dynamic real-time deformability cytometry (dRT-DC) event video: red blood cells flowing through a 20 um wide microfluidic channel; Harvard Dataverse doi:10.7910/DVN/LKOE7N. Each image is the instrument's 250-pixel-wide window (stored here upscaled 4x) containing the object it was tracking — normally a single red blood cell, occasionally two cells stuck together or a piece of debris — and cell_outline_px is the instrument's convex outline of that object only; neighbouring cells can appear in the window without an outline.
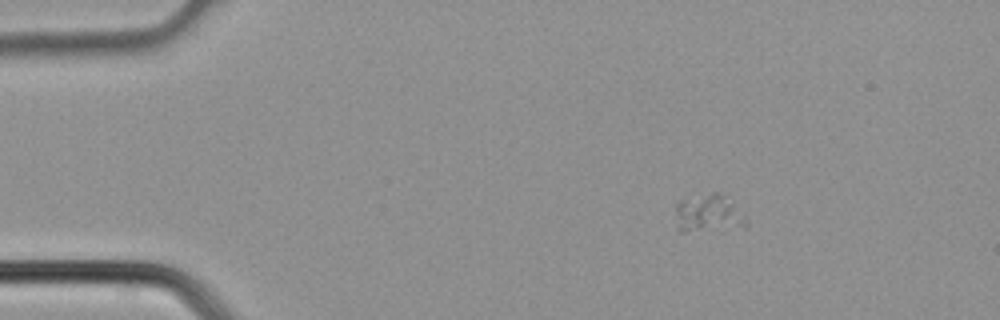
{"species": "common noctule bat (a hibernating species)", "species_latin": "Nyctalus noctula", "temperature_condition": "cold", "stored_images_in_passage": 4, "camera_frame_rate_fps": 3000, "um_per_image_px": 0.085, "animal": {"sex": "male", "body_mass_g": 21.5, "forearm_length_mm": 52.0}, "frame": {"image": 1, "passage_image": 2, "time_ms": 0.333, "image_size_px": [1000, 320], "cell_outline_px": [[748, 228], [684, 232], [680, 232], [676, 228], [676, 204], [680, 200], [712, 192], [720, 192], [748, 220]], "centroid_in_image_um": [60.21, 18.19], "position_along_channel_um": 24.8, "area_um2": 15.78}}